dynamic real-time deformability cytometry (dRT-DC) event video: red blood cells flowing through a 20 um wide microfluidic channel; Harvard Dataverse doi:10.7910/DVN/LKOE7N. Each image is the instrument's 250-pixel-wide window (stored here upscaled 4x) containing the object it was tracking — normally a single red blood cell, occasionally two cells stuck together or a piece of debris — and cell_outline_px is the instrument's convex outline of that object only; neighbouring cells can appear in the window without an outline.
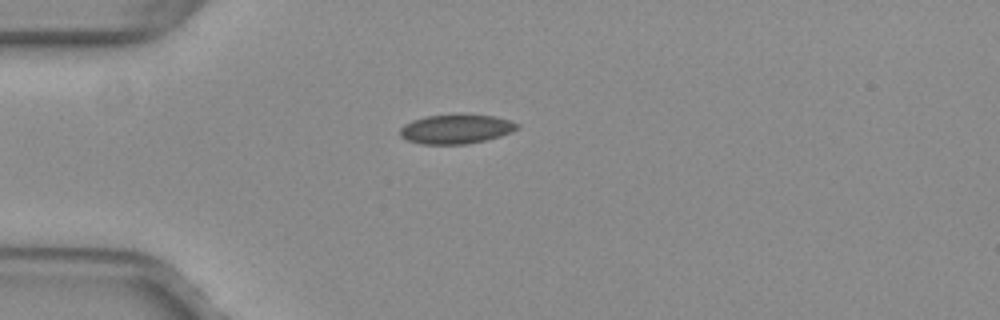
{"species": "common noctule bat (a hibernating species)", "species_latin": "Nyctalus noctula", "temperature_condition": "warm", "stored_images_in_passage": 39, "camera_frame_rate_fps": 3000, "um_per_image_px": 0.085, "animal": {"sex": "female", "body_mass_g": 29.2, "forearm_length_mm": 56.3}, "frame": {"image": 1, "passage_image": 1, "time_ms": 0.0, "image_size_px": [1000, 320], "cell_outline_px": [[520, 128], [500, 136], [484, 140], [464, 144], [424, 144], [408, 140], [400, 136], [400, 128], [404, 124], [412, 120], [424, 116], [464, 112], [496, 116], [512, 120], [520, 124]], "centroid_in_image_um": [38.8, 10.92], "position_along_channel_um": 46.2, "area_um2": 20.63}}
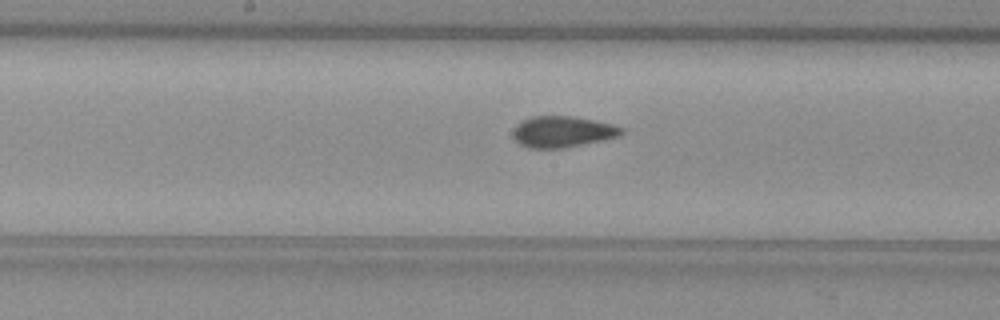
{"frame": {"image": 2, "passage_image": 14, "time_ms": 4.333, "image_size_px": [1000, 320], "cell_outline_px": [[624, 132], [620, 136], [564, 148], [528, 148], [520, 144], [512, 136], [512, 128], [516, 124], [532, 116], [572, 116], [612, 124], [624, 128]], "centroid_in_image_um": [47.78, 11.2], "position_along_channel_um": 200.4, "area_um2": 19.71}}
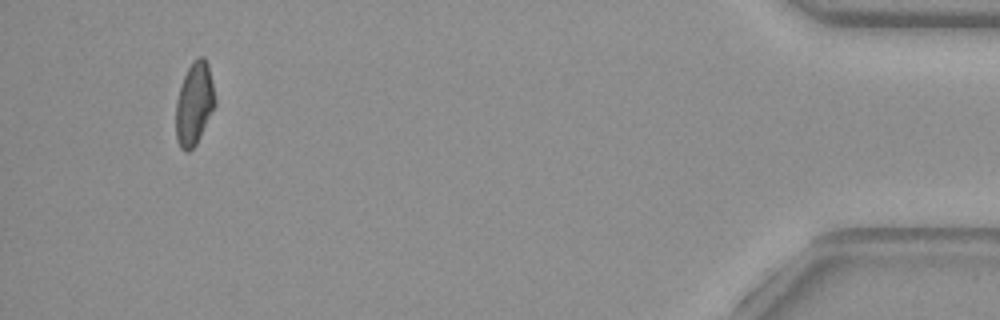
{"frame": {"image": 3, "passage_image": 36, "time_ms": 11.667, "image_size_px": [1000, 320], "cell_outline_px": [[216, 104], [196, 144], [188, 152], [184, 152], [180, 148], [176, 140], [176, 100], [184, 76], [192, 60], [200, 56], [204, 56], [208, 64], [216, 96]], "centroid_in_image_um": [16.52, 8.81], "position_along_channel_um": 418.7, "area_um2": 19.02}, "authors_computed_cell_mechanics": {"area_um2": 19.4208, "velocity_mm_per_s": 4.0062, "shape_relaxation_time_tau1_ms": null, "shape_relaxation_time_tau2_ms": 1.1083, "deformation_change_tau1": null, "deformation_change_tau2": 0.055}}